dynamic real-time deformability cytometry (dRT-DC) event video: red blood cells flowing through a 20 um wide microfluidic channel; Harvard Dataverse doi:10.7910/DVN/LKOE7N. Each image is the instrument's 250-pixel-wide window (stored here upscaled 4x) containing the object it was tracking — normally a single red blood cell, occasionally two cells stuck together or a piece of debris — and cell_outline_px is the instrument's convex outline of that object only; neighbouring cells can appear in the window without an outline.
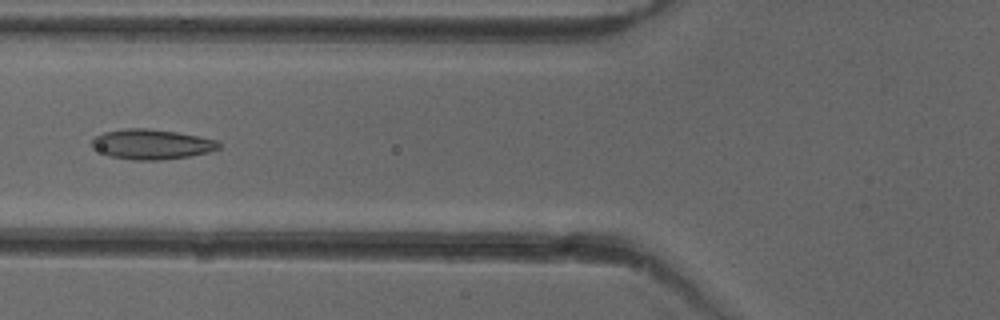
{"species": "common noctule bat (a hibernating species)", "species_latin": "Nyctalus noctula", "temperature_condition": "cold", "stored_images_in_passage": 50, "camera_frame_rate_fps": 3000, "um_per_image_px": 0.085, "animal": {"sex": "female"}, "frame": {"image": 1, "passage_image": 19, "time_ms": 6.0, "image_size_px": [1000, 320], "cell_outline_px": [[220, 148], [208, 152], [188, 156], [160, 160], [132, 160], [108, 156], [92, 148], [88, 144], [96, 136], [104, 132], [124, 128], [148, 128], [176, 132], [200, 136], [216, 140], [220, 144]], "centroid_in_image_um": [12.83, 12.26], "position_along_channel_um": 113.0, "area_um2": 22.37}}
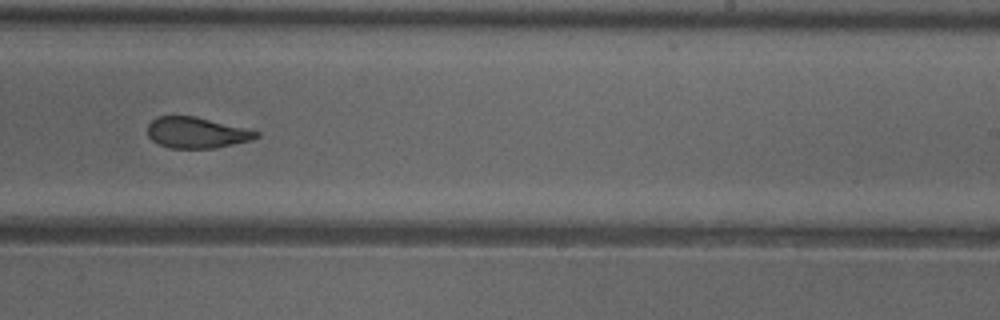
{"frame": {"image": 2, "passage_image": 31, "time_ms": 10.0, "image_size_px": [1000, 320], "cell_outline_px": [[260, 136], [252, 140], [212, 148], [168, 148], [152, 140], [148, 136], [148, 124], [156, 116], [196, 116], [260, 132]], "centroid_in_image_um": [16.69, 11.27], "position_along_channel_um": 272.3, "area_um2": 19.48}}
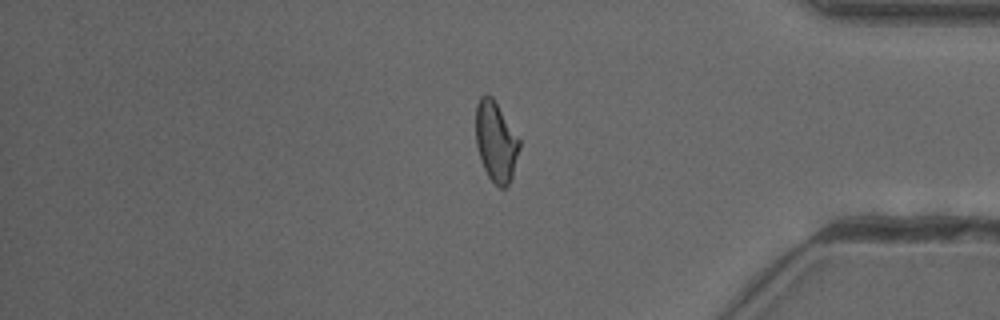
{"frame": {"image": 3, "passage_image": 42, "time_ms": 13.667, "image_size_px": [1000, 320], "cell_outline_px": [[520, 148], [512, 176], [508, 184], [504, 188], [500, 188], [488, 176], [484, 168], [476, 144], [476, 104], [480, 96], [492, 96], [520, 140]], "centroid_in_image_um": [42.15, 12.03], "position_along_channel_um": 393.1, "area_um2": 20.06}, "authors_computed_cell_mechanics": {"area_um2": 21.0103, "velocity_mm_per_s": 3.9821, "shape_relaxation_time_tau1_ms": 9.4657, "shape_relaxation_time_tau2_ms": 1.929, "deformation_change_tau1": 0.2148, "deformation_change_tau2": 0.0828}}